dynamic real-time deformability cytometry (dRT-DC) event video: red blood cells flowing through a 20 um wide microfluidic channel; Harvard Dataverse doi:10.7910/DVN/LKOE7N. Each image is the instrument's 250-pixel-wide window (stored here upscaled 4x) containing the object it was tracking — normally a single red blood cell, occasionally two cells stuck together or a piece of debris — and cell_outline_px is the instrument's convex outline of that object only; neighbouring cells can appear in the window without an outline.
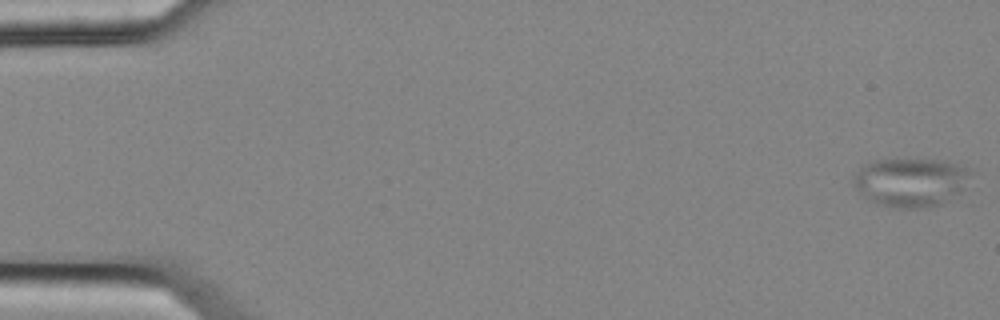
{"species": "common noctule bat (a hibernating species)", "species_latin": "Nyctalus noctula", "temperature_condition": "cold", "stored_images_in_passage": 6, "camera_frame_rate_fps": 3000, "um_per_image_px": 0.085, "animal": {"sex": "female", "body_mass_g": 25.1}, "frame": {"image": 1, "passage_image": 1, "time_ms": 0.0, "image_size_px": [1000, 320], "cell_outline_px": [[968, 172], [960, 188], [948, 200], [940, 204], [924, 208], [896, 208], [880, 204], [864, 196], [856, 188], [852, 180], [856, 172], [864, 164], [876, 160], [940, 160], [956, 164], [968, 168]], "centroid_in_image_um": [77.32, 15.49], "position_along_channel_um": 7.7, "area_um2": 32.19}}